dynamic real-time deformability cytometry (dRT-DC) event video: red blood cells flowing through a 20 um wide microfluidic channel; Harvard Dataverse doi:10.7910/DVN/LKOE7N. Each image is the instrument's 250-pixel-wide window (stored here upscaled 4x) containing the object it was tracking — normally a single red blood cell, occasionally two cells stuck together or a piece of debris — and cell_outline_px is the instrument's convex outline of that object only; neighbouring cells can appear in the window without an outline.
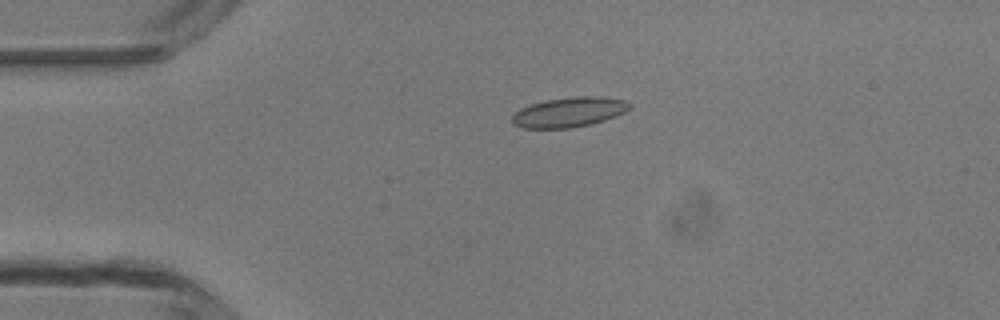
{"species": "common noctule bat (a hibernating species)", "species_latin": "Nyctalus noctula", "temperature_condition": "room temperature", "stored_images_in_passage": 5, "camera_frame_rate_fps": 3000, "um_per_image_px": 0.085, "animal": {"sex": "male", "body_mass_g": 13.3}, "frame": {"image": 1, "passage_image": 2, "time_ms": 1.0, "image_size_px": [1000, 320], "cell_outline_px": [[632, 108], [616, 116], [604, 120], [572, 128], [524, 128], [512, 124], [512, 116], [520, 108], [544, 100], [576, 96], [600, 96], [624, 100], [632, 104]], "centroid_in_image_um": [48.38, 9.52], "position_along_channel_um": 36.6, "area_um2": 20.46}}
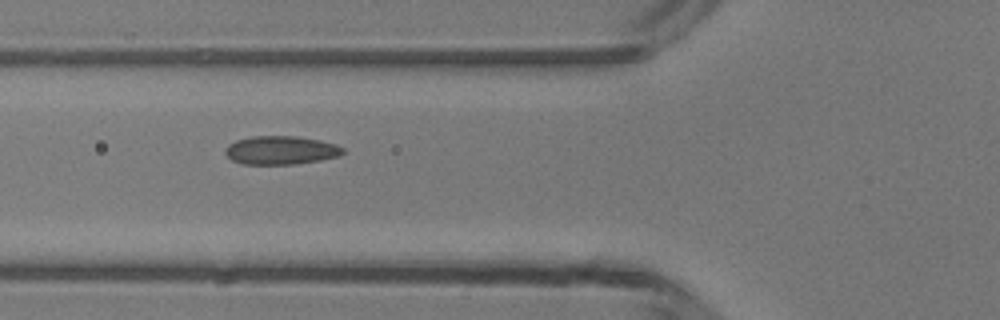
{"frame": {"image": 2, "passage_image": 4, "time_ms": 3.333, "image_size_px": [1000, 320], "cell_outline_px": [[344, 152], [340, 156], [320, 160], [292, 164], [240, 164], [232, 160], [224, 152], [224, 148], [228, 144], [236, 140], [252, 136], [296, 136], [320, 140], [336, 144], [344, 148]], "centroid_in_image_um": [23.86, 12.76], "position_along_channel_um": 101.9, "area_um2": 19.65}}
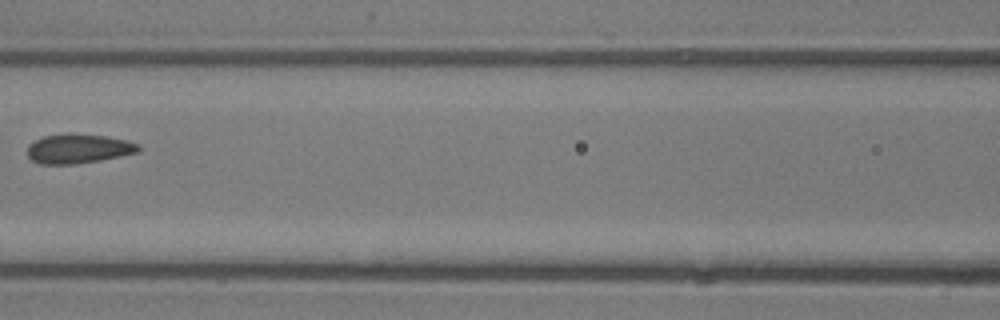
{"frame": {"image": 3, "passage_image": 5, "time_ms": 4.667, "image_size_px": [1000, 320], "cell_outline_px": [[140, 152], [100, 160], [72, 164], [40, 164], [32, 160], [28, 156], [28, 144], [44, 136], [68, 132], [72, 132], [104, 136], [124, 140], [136, 144], [140, 148]], "centroid_in_image_um": [6.63, 12.63], "position_along_channel_um": 160.0, "area_um2": 19.02}}